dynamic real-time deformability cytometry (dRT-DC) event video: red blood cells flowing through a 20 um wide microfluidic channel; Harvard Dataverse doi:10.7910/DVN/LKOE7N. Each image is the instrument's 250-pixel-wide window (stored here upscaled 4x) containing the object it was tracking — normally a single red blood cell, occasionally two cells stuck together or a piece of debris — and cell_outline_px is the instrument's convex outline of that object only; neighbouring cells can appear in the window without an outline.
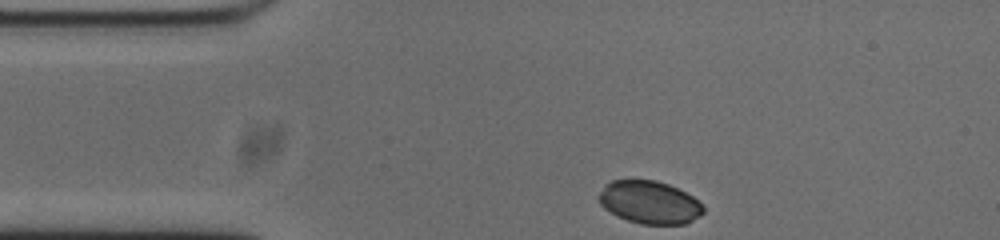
{"species": "common noctule bat (a hibernating species)", "species_latin": "Nyctalus noctula", "temperature_condition": "cold", "stored_images_in_passage": 34, "camera_frame_rate_fps": 3000, "um_per_image_px": 0.085, "animal": {"sex": "male", "body_mass_g": 20.0, "forearm_length_mm": 53.3}, "frame": {"image": 1, "passage_image": 1, "time_ms": 0.0, "image_size_px": [1000, 240], "cell_outline_px": [[704, 212], [700, 216], [684, 224], [640, 224], [616, 216], [604, 208], [600, 204], [600, 192], [604, 184], [612, 180], [656, 180], [668, 184], [692, 196], [704, 204]], "centroid_in_image_um": [55.22, 17.2], "position_along_channel_um": 29.8, "area_um2": 26.07}}
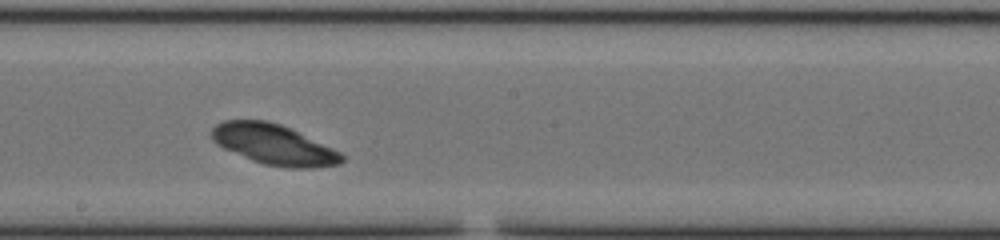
{"frame": {"image": 2, "passage_image": 20, "time_ms": 6.333, "image_size_px": [1000, 240], "cell_outline_px": [[344, 160], [340, 164], [312, 168], [288, 168], [264, 164], [252, 160], [224, 148], [216, 144], [212, 140], [212, 128], [216, 124], [224, 120], [268, 120], [280, 124], [332, 148], [340, 152], [344, 156]], "centroid_in_image_um": [23.26, 12.29], "position_along_channel_um": 224.9, "area_um2": 30.29}}
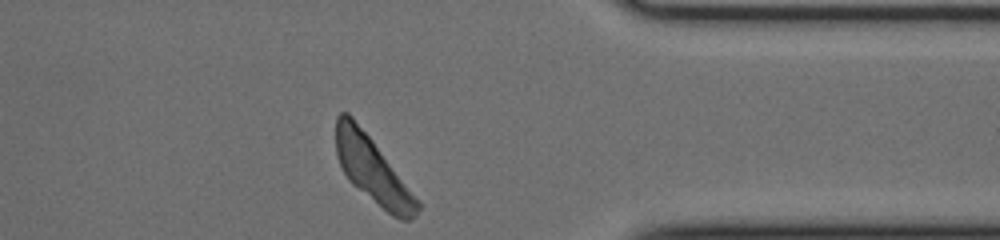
{"frame": {"image": 3, "passage_image": 34, "time_ms": 11.0, "image_size_px": [1000, 240], "cell_outline_px": [[420, 208], [416, 216], [408, 220], [400, 220], [392, 216], [352, 184], [348, 180], [340, 164], [336, 152], [336, 116], [340, 112], [348, 112], [352, 116], [372, 140], [420, 200]], "centroid_in_image_um": [31.69, 14.47], "position_along_channel_um": 379.7, "area_um2": 31.1}, "authors_computed_cell_mechanics": {"area_um2": 29.6803, "velocity_mm_per_s": 3.685, "shape_relaxation_time_tau1_ms": 0.8671, "shape_relaxation_time_tau2_ms": null, "deformation_change_tau1": 0.0372, "deformation_change_tau2": null}}